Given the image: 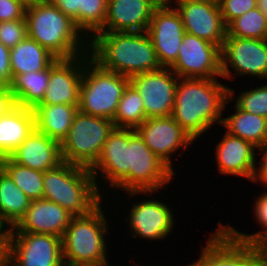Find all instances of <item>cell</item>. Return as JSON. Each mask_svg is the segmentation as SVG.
Returning a JSON list of instances; mask_svg holds the SVG:
<instances>
[{"label":"cell","instance_id":"6da1fadb","mask_svg":"<svg viewBox=\"0 0 267 266\" xmlns=\"http://www.w3.org/2000/svg\"><path fill=\"white\" fill-rule=\"evenodd\" d=\"M218 78H179L172 118L195 141L211 126L222 123L223 111L231 102L229 87Z\"/></svg>","mask_w":267,"mask_h":266},{"label":"cell","instance_id":"7a4b0ae2","mask_svg":"<svg viewBox=\"0 0 267 266\" xmlns=\"http://www.w3.org/2000/svg\"><path fill=\"white\" fill-rule=\"evenodd\" d=\"M91 59L101 68L131 77L162 67L147 32H97L89 40Z\"/></svg>","mask_w":267,"mask_h":266},{"label":"cell","instance_id":"3957f363","mask_svg":"<svg viewBox=\"0 0 267 266\" xmlns=\"http://www.w3.org/2000/svg\"><path fill=\"white\" fill-rule=\"evenodd\" d=\"M25 17L28 37L57 59H72L89 53V40L50 0L28 3Z\"/></svg>","mask_w":267,"mask_h":266},{"label":"cell","instance_id":"277c9868","mask_svg":"<svg viewBox=\"0 0 267 266\" xmlns=\"http://www.w3.org/2000/svg\"><path fill=\"white\" fill-rule=\"evenodd\" d=\"M43 198L59 204L73 216H83L103 202L104 195L90 169L63 161L44 172Z\"/></svg>","mask_w":267,"mask_h":266},{"label":"cell","instance_id":"5b68a950","mask_svg":"<svg viewBox=\"0 0 267 266\" xmlns=\"http://www.w3.org/2000/svg\"><path fill=\"white\" fill-rule=\"evenodd\" d=\"M101 204L103 203L87 215L72 217L62 237V256L65 266L109 263L106 234L110 229Z\"/></svg>","mask_w":267,"mask_h":266},{"label":"cell","instance_id":"8992f818","mask_svg":"<svg viewBox=\"0 0 267 266\" xmlns=\"http://www.w3.org/2000/svg\"><path fill=\"white\" fill-rule=\"evenodd\" d=\"M129 83V77L107 71L90 58L84 65L79 112L112 120Z\"/></svg>","mask_w":267,"mask_h":266},{"label":"cell","instance_id":"52a82bcc","mask_svg":"<svg viewBox=\"0 0 267 266\" xmlns=\"http://www.w3.org/2000/svg\"><path fill=\"white\" fill-rule=\"evenodd\" d=\"M175 171L155 155L135 129L129 128L127 145V193L135 195L157 194L170 185Z\"/></svg>","mask_w":267,"mask_h":266},{"label":"cell","instance_id":"ba28073f","mask_svg":"<svg viewBox=\"0 0 267 266\" xmlns=\"http://www.w3.org/2000/svg\"><path fill=\"white\" fill-rule=\"evenodd\" d=\"M114 128L110 119L78 111L67 137L60 144L62 160L90 169L98 160L103 145Z\"/></svg>","mask_w":267,"mask_h":266},{"label":"cell","instance_id":"9c48e42d","mask_svg":"<svg viewBox=\"0 0 267 266\" xmlns=\"http://www.w3.org/2000/svg\"><path fill=\"white\" fill-rule=\"evenodd\" d=\"M6 266H65L62 238L50 234L7 232Z\"/></svg>","mask_w":267,"mask_h":266},{"label":"cell","instance_id":"30bf717a","mask_svg":"<svg viewBox=\"0 0 267 266\" xmlns=\"http://www.w3.org/2000/svg\"><path fill=\"white\" fill-rule=\"evenodd\" d=\"M221 77L235 75L265 79L267 75V40L226 36L221 47ZM232 68V69H231Z\"/></svg>","mask_w":267,"mask_h":266},{"label":"cell","instance_id":"8fae6325","mask_svg":"<svg viewBox=\"0 0 267 266\" xmlns=\"http://www.w3.org/2000/svg\"><path fill=\"white\" fill-rule=\"evenodd\" d=\"M207 241L200 258L187 266H260L258 245L237 239L221 221Z\"/></svg>","mask_w":267,"mask_h":266},{"label":"cell","instance_id":"7c38bea8","mask_svg":"<svg viewBox=\"0 0 267 266\" xmlns=\"http://www.w3.org/2000/svg\"><path fill=\"white\" fill-rule=\"evenodd\" d=\"M220 54L218 45L185 33L177 60L170 69L179 78H220Z\"/></svg>","mask_w":267,"mask_h":266},{"label":"cell","instance_id":"4fadbf2b","mask_svg":"<svg viewBox=\"0 0 267 266\" xmlns=\"http://www.w3.org/2000/svg\"><path fill=\"white\" fill-rule=\"evenodd\" d=\"M146 32L153 43L159 64L170 68L177 60L185 34L182 18L172 3L162 1L154 10Z\"/></svg>","mask_w":267,"mask_h":266},{"label":"cell","instance_id":"5bb4252c","mask_svg":"<svg viewBox=\"0 0 267 266\" xmlns=\"http://www.w3.org/2000/svg\"><path fill=\"white\" fill-rule=\"evenodd\" d=\"M129 79L142 98L146 119L172 115L179 77L170 68L135 74Z\"/></svg>","mask_w":267,"mask_h":266},{"label":"cell","instance_id":"9a60e30c","mask_svg":"<svg viewBox=\"0 0 267 266\" xmlns=\"http://www.w3.org/2000/svg\"><path fill=\"white\" fill-rule=\"evenodd\" d=\"M173 1V2H172ZM175 3L184 25L185 33L222 47L227 26L218 3L207 0H169Z\"/></svg>","mask_w":267,"mask_h":266},{"label":"cell","instance_id":"2e32d148","mask_svg":"<svg viewBox=\"0 0 267 266\" xmlns=\"http://www.w3.org/2000/svg\"><path fill=\"white\" fill-rule=\"evenodd\" d=\"M129 143V128H114L104 143L100 156L90 168L95 184L103 195L99 186L101 180L108 182L109 188H121L127 193V145Z\"/></svg>","mask_w":267,"mask_h":266},{"label":"cell","instance_id":"e0dca14e","mask_svg":"<svg viewBox=\"0 0 267 266\" xmlns=\"http://www.w3.org/2000/svg\"><path fill=\"white\" fill-rule=\"evenodd\" d=\"M90 54L72 59H56L50 65V78L43 100L38 105H79L80 86Z\"/></svg>","mask_w":267,"mask_h":266},{"label":"cell","instance_id":"ac0fdd59","mask_svg":"<svg viewBox=\"0 0 267 266\" xmlns=\"http://www.w3.org/2000/svg\"><path fill=\"white\" fill-rule=\"evenodd\" d=\"M135 130L149 149L172 170L173 154L195 142L172 116L147 118Z\"/></svg>","mask_w":267,"mask_h":266},{"label":"cell","instance_id":"d6986e66","mask_svg":"<svg viewBox=\"0 0 267 266\" xmlns=\"http://www.w3.org/2000/svg\"><path fill=\"white\" fill-rule=\"evenodd\" d=\"M155 198L132 203L128 218L124 220L129 223L132 236H138L148 240H163L173 231L174 215L170 205Z\"/></svg>","mask_w":267,"mask_h":266},{"label":"cell","instance_id":"ffe728a7","mask_svg":"<svg viewBox=\"0 0 267 266\" xmlns=\"http://www.w3.org/2000/svg\"><path fill=\"white\" fill-rule=\"evenodd\" d=\"M162 0H108L103 27L98 32H145Z\"/></svg>","mask_w":267,"mask_h":266},{"label":"cell","instance_id":"44dd1931","mask_svg":"<svg viewBox=\"0 0 267 266\" xmlns=\"http://www.w3.org/2000/svg\"><path fill=\"white\" fill-rule=\"evenodd\" d=\"M72 217L66 209L50 200H31L24 216L7 232L50 234L62 238Z\"/></svg>","mask_w":267,"mask_h":266},{"label":"cell","instance_id":"7402d4cb","mask_svg":"<svg viewBox=\"0 0 267 266\" xmlns=\"http://www.w3.org/2000/svg\"><path fill=\"white\" fill-rule=\"evenodd\" d=\"M258 150L250 142L225 132L216 145L215 158L220 174L242 176L253 182L257 169Z\"/></svg>","mask_w":267,"mask_h":266},{"label":"cell","instance_id":"603a6c76","mask_svg":"<svg viewBox=\"0 0 267 266\" xmlns=\"http://www.w3.org/2000/svg\"><path fill=\"white\" fill-rule=\"evenodd\" d=\"M9 157L15 163L43 172L63 162L60 143L37 129Z\"/></svg>","mask_w":267,"mask_h":266},{"label":"cell","instance_id":"cb8c5ba5","mask_svg":"<svg viewBox=\"0 0 267 266\" xmlns=\"http://www.w3.org/2000/svg\"><path fill=\"white\" fill-rule=\"evenodd\" d=\"M35 129L31 108L16 105L0 116V159L9 157Z\"/></svg>","mask_w":267,"mask_h":266},{"label":"cell","instance_id":"d4e9b609","mask_svg":"<svg viewBox=\"0 0 267 266\" xmlns=\"http://www.w3.org/2000/svg\"><path fill=\"white\" fill-rule=\"evenodd\" d=\"M33 111L36 129L61 144L79 109L76 105L56 104L37 105Z\"/></svg>","mask_w":267,"mask_h":266},{"label":"cell","instance_id":"484cf974","mask_svg":"<svg viewBox=\"0 0 267 266\" xmlns=\"http://www.w3.org/2000/svg\"><path fill=\"white\" fill-rule=\"evenodd\" d=\"M235 112L222 119V127L234 136L250 142L257 149L267 146V118L248 113L234 105Z\"/></svg>","mask_w":267,"mask_h":266},{"label":"cell","instance_id":"4316f807","mask_svg":"<svg viewBox=\"0 0 267 266\" xmlns=\"http://www.w3.org/2000/svg\"><path fill=\"white\" fill-rule=\"evenodd\" d=\"M56 59L47 49L27 36L10 48L12 79L18 74L44 70Z\"/></svg>","mask_w":267,"mask_h":266},{"label":"cell","instance_id":"83f0119b","mask_svg":"<svg viewBox=\"0 0 267 266\" xmlns=\"http://www.w3.org/2000/svg\"><path fill=\"white\" fill-rule=\"evenodd\" d=\"M30 202L31 200L0 166V224L7 230L13 228L24 216Z\"/></svg>","mask_w":267,"mask_h":266},{"label":"cell","instance_id":"f1b7e54d","mask_svg":"<svg viewBox=\"0 0 267 266\" xmlns=\"http://www.w3.org/2000/svg\"><path fill=\"white\" fill-rule=\"evenodd\" d=\"M50 78V66L41 71L16 75L10 90L16 105L34 109L42 100Z\"/></svg>","mask_w":267,"mask_h":266},{"label":"cell","instance_id":"f546056e","mask_svg":"<svg viewBox=\"0 0 267 266\" xmlns=\"http://www.w3.org/2000/svg\"><path fill=\"white\" fill-rule=\"evenodd\" d=\"M0 166L30 200L43 198V171L15 163L10 157L0 159Z\"/></svg>","mask_w":267,"mask_h":266},{"label":"cell","instance_id":"4dcf8cb0","mask_svg":"<svg viewBox=\"0 0 267 266\" xmlns=\"http://www.w3.org/2000/svg\"><path fill=\"white\" fill-rule=\"evenodd\" d=\"M146 120L142 98L136 88L129 83L118 103L112 119L115 128L136 129Z\"/></svg>","mask_w":267,"mask_h":266},{"label":"cell","instance_id":"1f68e13d","mask_svg":"<svg viewBox=\"0 0 267 266\" xmlns=\"http://www.w3.org/2000/svg\"><path fill=\"white\" fill-rule=\"evenodd\" d=\"M226 36L267 39V17L259 7L250 10L227 25Z\"/></svg>","mask_w":267,"mask_h":266},{"label":"cell","instance_id":"d6a6232c","mask_svg":"<svg viewBox=\"0 0 267 266\" xmlns=\"http://www.w3.org/2000/svg\"><path fill=\"white\" fill-rule=\"evenodd\" d=\"M108 0H79V30L90 40L104 25Z\"/></svg>","mask_w":267,"mask_h":266},{"label":"cell","instance_id":"836d02e7","mask_svg":"<svg viewBox=\"0 0 267 266\" xmlns=\"http://www.w3.org/2000/svg\"><path fill=\"white\" fill-rule=\"evenodd\" d=\"M235 90L229 87V98L236 101V105L251 114L267 118V85L256 86L245 92L241 91L237 98H234Z\"/></svg>","mask_w":267,"mask_h":266},{"label":"cell","instance_id":"e575fe53","mask_svg":"<svg viewBox=\"0 0 267 266\" xmlns=\"http://www.w3.org/2000/svg\"><path fill=\"white\" fill-rule=\"evenodd\" d=\"M254 201L255 203L252 208L255 212L253 216L256 218V224L258 222L260 226L265 228L263 231L261 230L255 234L248 235L245 232H239L233 226H230V224L224 225L237 239L251 244H257L267 234V192H262V195Z\"/></svg>","mask_w":267,"mask_h":266},{"label":"cell","instance_id":"d590c367","mask_svg":"<svg viewBox=\"0 0 267 266\" xmlns=\"http://www.w3.org/2000/svg\"><path fill=\"white\" fill-rule=\"evenodd\" d=\"M28 36L27 20L0 22V43L8 48L15 47Z\"/></svg>","mask_w":267,"mask_h":266},{"label":"cell","instance_id":"8d00e7d4","mask_svg":"<svg viewBox=\"0 0 267 266\" xmlns=\"http://www.w3.org/2000/svg\"><path fill=\"white\" fill-rule=\"evenodd\" d=\"M218 4L226 26L237 17L258 7L257 0H221Z\"/></svg>","mask_w":267,"mask_h":266},{"label":"cell","instance_id":"74e56055","mask_svg":"<svg viewBox=\"0 0 267 266\" xmlns=\"http://www.w3.org/2000/svg\"><path fill=\"white\" fill-rule=\"evenodd\" d=\"M26 7L24 0H0V22L26 19Z\"/></svg>","mask_w":267,"mask_h":266},{"label":"cell","instance_id":"f35d334b","mask_svg":"<svg viewBox=\"0 0 267 266\" xmlns=\"http://www.w3.org/2000/svg\"><path fill=\"white\" fill-rule=\"evenodd\" d=\"M11 82L10 48L0 43V84L9 86Z\"/></svg>","mask_w":267,"mask_h":266},{"label":"cell","instance_id":"ab89813d","mask_svg":"<svg viewBox=\"0 0 267 266\" xmlns=\"http://www.w3.org/2000/svg\"><path fill=\"white\" fill-rule=\"evenodd\" d=\"M59 10L69 16L79 29V0H50Z\"/></svg>","mask_w":267,"mask_h":266},{"label":"cell","instance_id":"60d3db41","mask_svg":"<svg viewBox=\"0 0 267 266\" xmlns=\"http://www.w3.org/2000/svg\"><path fill=\"white\" fill-rule=\"evenodd\" d=\"M16 106L9 86L0 84V116L7 114Z\"/></svg>","mask_w":267,"mask_h":266},{"label":"cell","instance_id":"b9f144b4","mask_svg":"<svg viewBox=\"0 0 267 266\" xmlns=\"http://www.w3.org/2000/svg\"><path fill=\"white\" fill-rule=\"evenodd\" d=\"M261 152H262V158L261 161L260 159L259 162L257 161L259 167L256 169V174L253 183L258 182L263 184L264 186H267V146L259 148L258 153L261 154Z\"/></svg>","mask_w":267,"mask_h":266},{"label":"cell","instance_id":"7bdbcfd3","mask_svg":"<svg viewBox=\"0 0 267 266\" xmlns=\"http://www.w3.org/2000/svg\"><path fill=\"white\" fill-rule=\"evenodd\" d=\"M7 236H0V266H6Z\"/></svg>","mask_w":267,"mask_h":266},{"label":"cell","instance_id":"ee69618b","mask_svg":"<svg viewBox=\"0 0 267 266\" xmlns=\"http://www.w3.org/2000/svg\"><path fill=\"white\" fill-rule=\"evenodd\" d=\"M258 261L260 266H267V254L258 246Z\"/></svg>","mask_w":267,"mask_h":266},{"label":"cell","instance_id":"f6af8a7d","mask_svg":"<svg viewBox=\"0 0 267 266\" xmlns=\"http://www.w3.org/2000/svg\"><path fill=\"white\" fill-rule=\"evenodd\" d=\"M257 245L267 254V234L257 243Z\"/></svg>","mask_w":267,"mask_h":266},{"label":"cell","instance_id":"bcb514c9","mask_svg":"<svg viewBox=\"0 0 267 266\" xmlns=\"http://www.w3.org/2000/svg\"><path fill=\"white\" fill-rule=\"evenodd\" d=\"M258 7L263 11L267 17V0H257Z\"/></svg>","mask_w":267,"mask_h":266},{"label":"cell","instance_id":"7dc6e473","mask_svg":"<svg viewBox=\"0 0 267 266\" xmlns=\"http://www.w3.org/2000/svg\"><path fill=\"white\" fill-rule=\"evenodd\" d=\"M0 236H7V229L0 224Z\"/></svg>","mask_w":267,"mask_h":266},{"label":"cell","instance_id":"c3c4849f","mask_svg":"<svg viewBox=\"0 0 267 266\" xmlns=\"http://www.w3.org/2000/svg\"><path fill=\"white\" fill-rule=\"evenodd\" d=\"M87 266H110L108 263L100 264V265H87Z\"/></svg>","mask_w":267,"mask_h":266},{"label":"cell","instance_id":"681fc988","mask_svg":"<svg viewBox=\"0 0 267 266\" xmlns=\"http://www.w3.org/2000/svg\"><path fill=\"white\" fill-rule=\"evenodd\" d=\"M24 1L28 4V3L37 2V1H39V0H24Z\"/></svg>","mask_w":267,"mask_h":266},{"label":"cell","instance_id":"f907efd6","mask_svg":"<svg viewBox=\"0 0 267 266\" xmlns=\"http://www.w3.org/2000/svg\"><path fill=\"white\" fill-rule=\"evenodd\" d=\"M207 1H212V2H215V3H219L221 0H207Z\"/></svg>","mask_w":267,"mask_h":266}]
</instances>
